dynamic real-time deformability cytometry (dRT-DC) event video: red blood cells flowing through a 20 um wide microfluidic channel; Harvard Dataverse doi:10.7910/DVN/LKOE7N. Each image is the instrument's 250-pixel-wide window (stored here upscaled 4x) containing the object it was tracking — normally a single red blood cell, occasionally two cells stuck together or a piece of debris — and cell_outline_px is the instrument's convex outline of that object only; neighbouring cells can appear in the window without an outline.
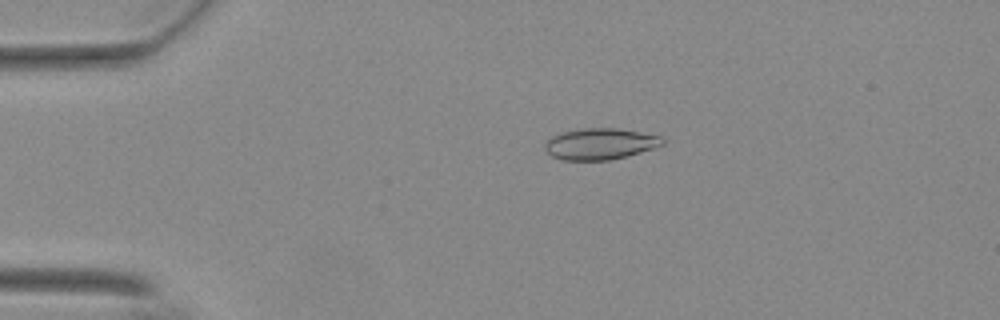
{"species": "Egyptian fruit bat (a non-hibernating species)", "species_latin": "Rousettus aegyptiacus", "temperature_condition": "warm", "stored_images_in_passage": 56, "camera_frame_rate_fps": 3000, "um_per_image_px": 0.085, "animal": {"sex": "female"}, "frame": {"image": 1, "passage_image": 12, "time_ms": 3.667, "image_size_px": [1000, 320], "cell_outline_px": [[664, 144], [628, 156], [608, 160], [564, 160], [552, 156], [544, 148], [544, 144], [552, 136], [564, 132], [584, 128], [616, 128], [640, 132], [660, 136], [664, 140]], "centroid_in_image_um": [51.01, 12.23], "position_along_channel_um": 34.0, "area_um2": 21.21}}
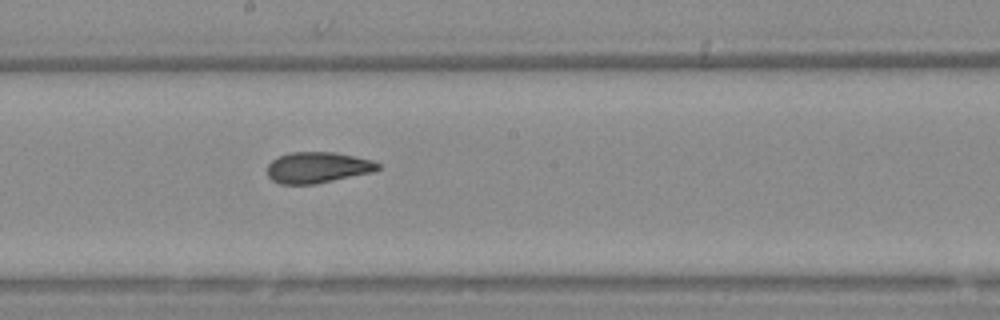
{"frame": {"image": 2, "passage_image": 31, "time_ms": 10.0, "image_size_px": [1000, 320], "cell_outline_px": [[380, 168], [372, 172], [316, 184], [280, 184], [272, 180], [268, 176], [268, 164], [272, 160], [288, 152], [336, 152], [372, 160], [380, 164]], "centroid_in_image_um": [26.99, 14.23], "position_along_channel_um": 221.2, "area_um2": 20.0}}
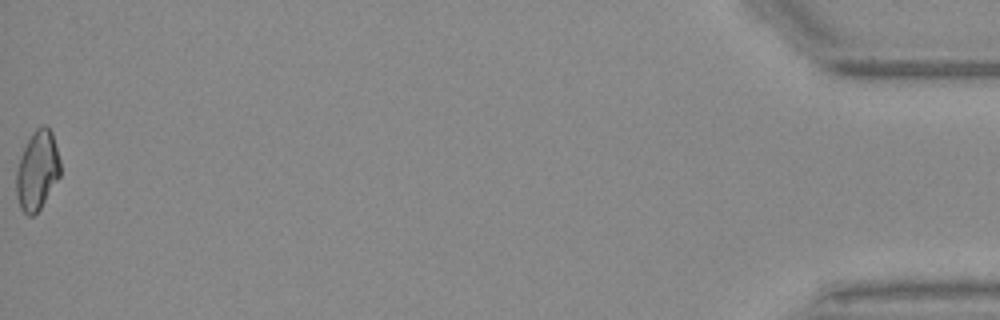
{"frame": {"image": 3, "passage_image": 56, "time_ms": 18.333, "image_size_px": [1000, 320], "cell_outline_px": [[60, 176], [40, 208], [32, 216], [28, 216], [20, 208], [16, 196], [16, 172], [24, 148], [28, 140], [36, 128], [40, 124], [44, 124], [52, 132], [60, 160]], "centroid_in_image_um": [3.17, 14.49], "position_along_channel_um": 432.0, "area_um2": 20.11}, "authors_computed_cell_mechanics": {"area_um2": 20.4901, "velocity_mm_per_s": 3.7116, "shape_relaxation_time_tau1_ms": 10.9429, "shape_relaxation_time_tau2_ms": 1.7794, "deformation_change_tau1": 0.2172, "deformation_change_tau2": 0.0672}}